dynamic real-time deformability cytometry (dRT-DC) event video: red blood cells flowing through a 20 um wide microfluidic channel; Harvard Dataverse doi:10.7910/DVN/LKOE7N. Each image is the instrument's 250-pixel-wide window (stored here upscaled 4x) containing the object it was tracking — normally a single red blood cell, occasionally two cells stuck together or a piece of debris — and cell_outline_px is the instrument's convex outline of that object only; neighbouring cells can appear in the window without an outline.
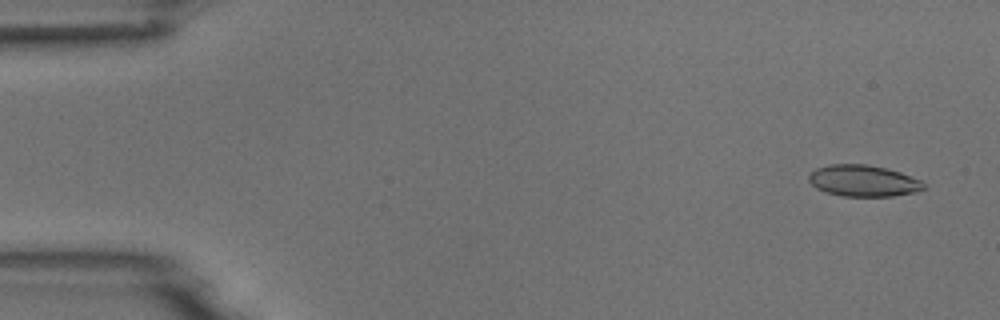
{"species": "common noctule bat (a hibernating species)", "species_latin": "Nyctalus noctula", "temperature_condition": "room temperature", "stored_images_in_passage": 15, "camera_frame_rate_fps": 3000, "um_per_image_px": 0.085, "animal": {"sex": "male", "body_mass_g": 18.8}, "frame": {"image": 1, "passage_image": 3, "time_ms": 0.667, "image_size_px": [1000, 320], "cell_outline_px": [[924, 188], [916, 192], [892, 196], [844, 196], [828, 192], [816, 188], [808, 180], [808, 176], [816, 168], [828, 164], [868, 164], [900, 172], [920, 180], [924, 184]], "centroid_in_image_um": [73.36, 15.36], "position_along_channel_um": 11.6, "area_um2": 20.87}}